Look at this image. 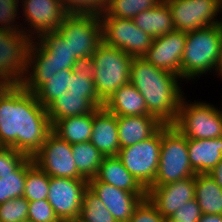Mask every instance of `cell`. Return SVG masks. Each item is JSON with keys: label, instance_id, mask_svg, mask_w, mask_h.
I'll use <instances>...</instances> for the list:
<instances>
[{"label": "cell", "instance_id": "6da1fadb", "mask_svg": "<svg viewBox=\"0 0 222 222\" xmlns=\"http://www.w3.org/2000/svg\"><path fill=\"white\" fill-rule=\"evenodd\" d=\"M52 131L45 107L21 84L0 85V143L33 157Z\"/></svg>", "mask_w": 222, "mask_h": 222}, {"label": "cell", "instance_id": "7a4b0ae2", "mask_svg": "<svg viewBox=\"0 0 222 222\" xmlns=\"http://www.w3.org/2000/svg\"><path fill=\"white\" fill-rule=\"evenodd\" d=\"M94 67L80 62L74 69H63L54 74L35 92L38 102L46 108L51 125L56 121L92 113L104 106L94 85Z\"/></svg>", "mask_w": 222, "mask_h": 222}, {"label": "cell", "instance_id": "3957f363", "mask_svg": "<svg viewBox=\"0 0 222 222\" xmlns=\"http://www.w3.org/2000/svg\"><path fill=\"white\" fill-rule=\"evenodd\" d=\"M181 82L180 76L157 68L143 57L132 59L130 83L144 97L148 113L165 125L177 120L181 99L186 95Z\"/></svg>", "mask_w": 222, "mask_h": 222}, {"label": "cell", "instance_id": "277c9868", "mask_svg": "<svg viewBox=\"0 0 222 222\" xmlns=\"http://www.w3.org/2000/svg\"><path fill=\"white\" fill-rule=\"evenodd\" d=\"M80 62L72 55L69 43L58 31L45 32L32 40L28 51V70L21 84L34 93L63 69H74Z\"/></svg>", "mask_w": 222, "mask_h": 222}, {"label": "cell", "instance_id": "5b68a950", "mask_svg": "<svg viewBox=\"0 0 222 222\" xmlns=\"http://www.w3.org/2000/svg\"><path fill=\"white\" fill-rule=\"evenodd\" d=\"M221 37V23L186 32V44L181 60V79L185 83L189 81L195 83L201 76L204 77L208 73L216 77L220 60Z\"/></svg>", "mask_w": 222, "mask_h": 222}, {"label": "cell", "instance_id": "8992f818", "mask_svg": "<svg viewBox=\"0 0 222 222\" xmlns=\"http://www.w3.org/2000/svg\"><path fill=\"white\" fill-rule=\"evenodd\" d=\"M133 57L121 49L105 44L98 45L89 60L94 67V85L98 97L107 101L121 86L130 82Z\"/></svg>", "mask_w": 222, "mask_h": 222}, {"label": "cell", "instance_id": "52a82bcc", "mask_svg": "<svg viewBox=\"0 0 222 222\" xmlns=\"http://www.w3.org/2000/svg\"><path fill=\"white\" fill-rule=\"evenodd\" d=\"M189 162L187 138L173 125L161 127L159 166L153 184L161 186L195 176Z\"/></svg>", "mask_w": 222, "mask_h": 222}, {"label": "cell", "instance_id": "ba28073f", "mask_svg": "<svg viewBox=\"0 0 222 222\" xmlns=\"http://www.w3.org/2000/svg\"><path fill=\"white\" fill-rule=\"evenodd\" d=\"M173 126L187 139L222 137L221 107L208 101H201V99L193 102L184 95L180 102L177 120Z\"/></svg>", "mask_w": 222, "mask_h": 222}, {"label": "cell", "instance_id": "9c48e42d", "mask_svg": "<svg viewBox=\"0 0 222 222\" xmlns=\"http://www.w3.org/2000/svg\"><path fill=\"white\" fill-rule=\"evenodd\" d=\"M57 31L79 62H88L102 42L101 18L97 15L67 14Z\"/></svg>", "mask_w": 222, "mask_h": 222}, {"label": "cell", "instance_id": "30bf717a", "mask_svg": "<svg viewBox=\"0 0 222 222\" xmlns=\"http://www.w3.org/2000/svg\"><path fill=\"white\" fill-rule=\"evenodd\" d=\"M32 39L22 30L0 29V84H22L28 70Z\"/></svg>", "mask_w": 222, "mask_h": 222}, {"label": "cell", "instance_id": "8fae6325", "mask_svg": "<svg viewBox=\"0 0 222 222\" xmlns=\"http://www.w3.org/2000/svg\"><path fill=\"white\" fill-rule=\"evenodd\" d=\"M161 149V128L134 145L120 148L117 157L125 169L147 190L156 177Z\"/></svg>", "mask_w": 222, "mask_h": 222}, {"label": "cell", "instance_id": "7c38bea8", "mask_svg": "<svg viewBox=\"0 0 222 222\" xmlns=\"http://www.w3.org/2000/svg\"><path fill=\"white\" fill-rule=\"evenodd\" d=\"M102 41L121 49L133 58L143 57L151 47L153 38L135 25L132 19L100 16Z\"/></svg>", "mask_w": 222, "mask_h": 222}, {"label": "cell", "instance_id": "4fadbf2b", "mask_svg": "<svg viewBox=\"0 0 222 222\" xmlns=\"http://www.w3.org/2000/svg\"><path fill=\"white\" fill-rule=\"evenodd\" d=\"M32 159L49 177L84 179L75 165L71 144L53 131Z\"/></svg>", "mask_w": 222, "mask_h": 222}, {"label": "cell", "instance_id": "5bb4252c", "mask_svg": "<svg viewBox=\"0 0 222 222\" xmlns=\"http://www.w3.org/2000/svg\"><path fill=\"white\" fill-rule=\"evenodd\" d=\"M20 9L22 31L32 40L45 32L57 31L67 15L61 0H20Z\"/></svg>", "mask_w": 222, "mask_h": 222}, {"label": "cell", "instance_id": "9a60e30c", "mask_svg": "<svg viewBox=\"0 0 222 222\" xmlns=\"http://www.w3.org/2000/svg\"><path fill=\"white\" fill-rule=\"evenodd\" d=\"M165 1L177 31L190 32L220 23L219 0Z\"/></svg>", "mask_w": 222, "mask_h": 222}, {"label": "cell", "instance_id": "2e32d148", "mask_svg": "<svg viewBox=\"0 0 222 222\" xmlns=\"http://www.w3.org/2000/svg\"><path fill=\"white\" fill-rule=\"evenodd\" d=\"M88 180L50 177L47 201L61 222L80 216Z\"/></svg>", "mask_w": 222, "mask_h": 222}, {"label": "cell", "instance_id": "e0dca14e", "mask_svg": "<svg viewBox=\"0 0 222 222\" xmlns=\"http://www.w3.org/2000/svg\"><path fill=\"white\" fill-rule=\"evenodd\" d=\"M186 44V32L173 31L154 38L143 58L162 70L181 78V60Z\"/></svg>", "mask_w": 222, "mask_h": 222}, {"label": "cell", "instance_id": "ac0fdd59", "mask_svg": "<svg viewBox=\"0 0 222 222\" xmlns=\"http://www.w3.org/2000/svg\"><path fill=\"white\" fill-rule=\"evenodd\" d=\"M88 188L103 202L117 222H129L136 206L147 197V193L128 192L96 178L88 180Z\"/></svg>", "mask_w": 222, "mask_h": 222}, {"label": "cell", "instance_id": "d6986e66", "mask_svg": "<svg viewBox=\"0 0 222 222\" xmlns=\"http://www.w3.org/2000/svg\"><path fill=\"white\" fill-rule=\"evenodd\" d=\"M147 197L159 213L168 219L184 204L195 198V176L161 186L149 187Z\"/></svg>", "mask_w": 222, "mask_h": 222}, {"label": "cell", "instance_id": "ffe728a7", "mask_svg": "<svg viewBox=\"0 0 222 222\" xmlns=\"http://www.w3.org/2000/svg\"><path fill=\"white\" fill-rule=\"evenodd\" d=\"M90 142L103 156H117L120 150L117 116L104 106L93 111Z\"/></svg>", "mask_w": 222, "mask_h": 222}, {"label": "cell", "instance_id": "44dd1931", "mask_svg": "<svg viewBox=\"0 0 222 222\" xmlns=\"http://www.w3.org/2000/svg\"><path fill=\"white\" fill-rule=\"evenodd\" d=\"M120 148L152 137L164 124L153 115L117 116Z\"/></svg>", "mask_w": 222, "mask_h": 222}, {"label": "cell", "instance_id": "7402d4cb", "mask_svg": "<svg viewBox=\"0 0 222 222\" xmlns=\"http://www.w3.org/2000/svg\"><path fill=\"white\" fill-rule=\"evenodd\" d=\"M189 162L196 174H208L222 160V137L187 139Z\"/></svg>", "mask_w": 222, "mask_h": 222}, {"label": "cell", "instance_id": "603a6c76", "mask_svg": "<svg viewBox=\"0 0 222 222\" xmlns=\"http://www.w3.org/2000/svg\"><path fill=\"white\" fill-rule=\"evenodd\" d=\"M95 178L128 192L147 193L137 179L125 169L117 156H104Z\"/></svg>", "mask_w": 222, "mask_h": 222}, {"label": "cell", "instance_id": "cb8c5ba5", "mask_svg": "<svg viewBox=\"0 0 222 222\" xmlns=\"http://www.w3.org/2000/svg\"><path fill=\"white\" fill-rule=\"evenodd\" d=\"M104 107L116 116L150 115L144 97L130 82L105 101Z\"/></svg>", "mask_w": 222, "mask_h": 222}, {"label": "cell", "instance_id": "d4e9b609", "mask_svg": "<svg viewBox=\"0 0 222 222\" xmlns=\"http://www.w3.org/2000/svg\"><path fill=\"white\" fill-rule=\"evenodd\" d=\"M132 20L136 26L153 39L176 30L169 6L165 0L154 8L140 12Z\"/></svg>", "mask_w": 222, "mask_h": 222}, {"label": "cell", "instance_id": "484cf974", "mask_svg": "<svg viewBox=\"0 0 222 222\" xmlns=\"http://www.w3.org/2000/svg\"><path fill=\"white\" fill-rule=\"evenodd\" d=\"M92 127L93 112L60 119L52 125V131L72 145L90 141Z\"/></svg>", "mask_w": 222, "mask_h": 222}, {"label": "cell", "instance_id": "4316f807", "mask_svg": "<svg viewBox=\"0 0 222 222\" xmlns=\"http://www.w3.org/2000/svg\"><path fill=\"white\" fill-rule=\"evenodd\" d=\"M195 200L202 214L222 215V188L208 174L195 175Z\"/></svg>", "mask_w": 222, "mask_h": 222}, {"label": "cell", "instance_id": "83f0119b", "mask_svg": "<svg viewBox=\"0 0 222 222\" xmlns=\"http://www.w3.org/2000/svg\"><path fill=\"white\" fill-rule=\"evenodd\" d=\"M73 158L79 174L86 180L95 178L104 156L90 142L71 145Z\"/></svg>", "mask_w": 222, "mask_h": 222}, {"label": "cell", "instance_id": "f1b7e54d", "mask_svg": "<svg viewBox=\"0 0 222 222\" xmlns=\"http://www.w3.org/2000/svg\"><path fill=\"white\" fill-rule=\"evenodd\" d=\"M50 177L41 170L31 157L26 159V178L23 197L28 201L47 200Z\"/></svg>", "mask_w": 222, "mask_h": 222}, {"label": "cell", "instance_id": "f546056e", "mask_svg": "<svg viewBox=\"0 0 222 222\" xmlns=\"http://www.w3.org/2000/svg\"><path fill=\"white\" fill-rule=\"evenodd\" d=\"M163 0H109L100 16L133 19L140 12L156 7Z\"/></svg>", "mask_w": 222, "mask_h": 222}, {"label": "cell", "instance_id": "4dcf8cb0", "mask_svg": "<svg viewBox=\"0 0 222 222\" xmlns=\"http://www.w3.org/2000/svg\"><path fill=\"white\" fill-rule=\"evenodd\" d=\"M26 178V160L13 174L0 175V204L23 197Z\"/></svg>", "mask_w": 222, "mask_h": 222}, {"label": "cell", "instance_id": "1f68e13d", "mask_svg": "<svg viewBox=\"0 0 222 222\" xmlns=\"http://www.w3.org/2000/svg\"><path fill=\"white\" fill-rule=\"evenodd\" d=\"M80 217L88 222H117L103 202L89 188L83 195Z\"/></svg>", "mask_w": 222, "mask_h": 222}, {"label": "cell", "instance_id": "d6a6232c", "mask_svg": "<svg viewBox=\"0 0 222 222\" xmlns=\"http://www.w3.org/2000/svg\"><path fill=\"white\" fill-rule=\"evenodd\" d=\"M66 14L97 15L105 12L109 0H61Z\"/></svg>", "mask_w": 222, "mask_h": 222}, {"label": "cell", "instance_id": "836d02e7", "mask_svg": "<svg viewBox=\"0 0 222 222\" xmlns=\"http://www.w3.org/2000/svg\"><path fill=\"white\" fill-rule=\"evenodd\" d=\"M29 202L24 197L14 198L0 204V222L28 220Z\"/></svg>", "mask_w": 222, "mask_h": 222}, {"label": "cell", "instance_id": "e575fe53", "mask_svg": "<svg viewBox=\"0 0 222 222\" xmlns=\"http://www.w3.org/2000/svg\"><path fill=\"white\" fill-rule=\"evenodd\" d=\"M20 0H0V29L22 30L20 21ZM20 20V21H17ZM19 24V25H17Z\"/></svg>", "mask_w": 222, "mask_h": 222}, {"label": "cell", "instance_id": "d590c367", "mask_svg": "<svg viewBox=\"0 0 222 222\" xmlns=\"http://www.w3.org/2000/svg\"><path fill=\"white\" fill-rule=\"evenodd\" d=\"M28 220L32 222H61L53 207L45 199L29 202Z\"/></svg>", "mask_w": 222, "mask_h": 222}, {"label": "cell", "instance_id": "8d00e7d4", "mask_svg": "<svg viewBox=\"0 0 222 222\" xmlns=\"http://www.w3.org/2000/svg\"><path fill=\"white\" fill-rule=\"evenodd\" d=\"M129 222H167L148 197L136 206Z\"/></svg>", "mask_w": 222, "mask_h": 222}, {"label": "cell", "instance_id": "74e56055", "mask_svg": "<svg viewBox=\"0 0 222 222\" xmlns=\"http://www.w3.org/2000/svg\"><path fill=\"white\" fill-rule=\"evenodd\" d=\"M27 158L16 149L3 146L0 149V175L13 174Z\"/></svg>", "mask_w": 222, "mask_h": 222}, {"label": "cell", "instance_id": "f35d334b", "mask_svg": "<svg viewBox=\"0 0 222 222\" xmlns=\"http://www.w3.org/2000/svg\"><path fill=\"white\" fill-rule=\"evenodd\" d=\"M202 216L199 204L194 199L188 201L183 207L174 212L167 222H198Z\"/></svg>", "mask_w": 222, "mask_h": 222}, {"label": "cell", "instance_id": "ab89813d", "mask_svg": "<svg viewBox=\"0 0 222 222\" xmlns=\"http://www.w3.org/2000/svg\"><path fill=\"white\" fill-rule=\"evenodd\" d=\"M222 188V160L208 173Z\"/></svg>", "mask_w": 222, "mask_h": 222}, {"label": "cell", "instance_id": "60d3db41", "mask_svg": "<svg viewBox=\"0 0 222 222\" xmlns=\"http://www.w3.org/2000/svg\"><path fill=\"white\" fill-rule=\"evenodd\" d=\"M198 222H222V215L202 214Z\"/></svg>", "mask_w": 222, "mask_h": 222}, {"label": "cell", "instance_id": "b9f144b4", "mask_svg": "<svg viewBox=\"0 0 222 222\" xmlns=\"http://www.w3.org/2000/svg\"><path fill=\"white\" fill-rule=\"evenodd\" d=\"M216 78L222 80V37H221V52H220V60L218 63Z\"/></svg>", "mask_w": 222, "mask_h": 222}, {"label": "cell", "instance_id": "7bdbcfd3", "mask_svg": "<svg viewBox=\"0 0 222 222\" xmlns=\"http://www.w3.org/2000/svg\"><path fill=\"white\" fill-rule=\"evenodd\" d=\"M65 222H88V221L84 220V219L81 218L80 216H77V217L72 218V219H69V220H67V221H65Z\"/></svg>", "mask_w": 222, "mask_h": 222}, {"label": "cell", "instance_id": "ee69618b", "mask_svg": "<svg viewBox=\"0 0 222 222\" xmlns=\"http://www.w3.org/2000/svg\"><path fill=\"white\" fill-rule=\"evenodd\" d=\"M219 16L220 23L222 24V0H219Z\"/></svg>", "mask_w": 222, "mask_h": 222}]
</instances>
